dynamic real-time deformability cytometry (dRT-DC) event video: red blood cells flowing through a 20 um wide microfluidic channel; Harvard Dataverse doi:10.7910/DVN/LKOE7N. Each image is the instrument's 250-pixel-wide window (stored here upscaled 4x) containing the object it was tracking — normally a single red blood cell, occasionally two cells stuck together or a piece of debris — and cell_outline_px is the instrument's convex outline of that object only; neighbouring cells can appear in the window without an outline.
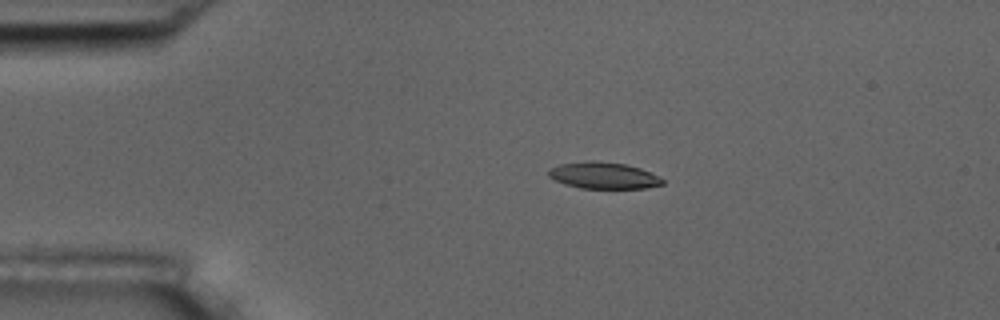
{"species": "common noctule bat (a hibernating species)", "species_latin": "Nyctalus noctula", "temperature_condition": "room temperature", "stored_images_in_passage": 5, "camera_frame_rate_fps": 3000, "um_per_image_px": 0.085, "animal": {"sex": "male", "body_mass_g": 17.5, "forearm_length_mm": 52.3}, "frame": {"image": 1, "passage_image": 3, "time_ms": 2.0, "image_size_px": [1000, 320], "cell_outline_px": [[664, 184], [648, 188], [580, 188], [564, 184], [548, 176], [548, 168], [560, 164], [588, 160], [592, 160], [624, 164], [640, 168], [664, 180]], "centroid_in_image_um": [51.26, 14.91], "position_along_channel_um": 33.7, "area_um2": 17.57}}
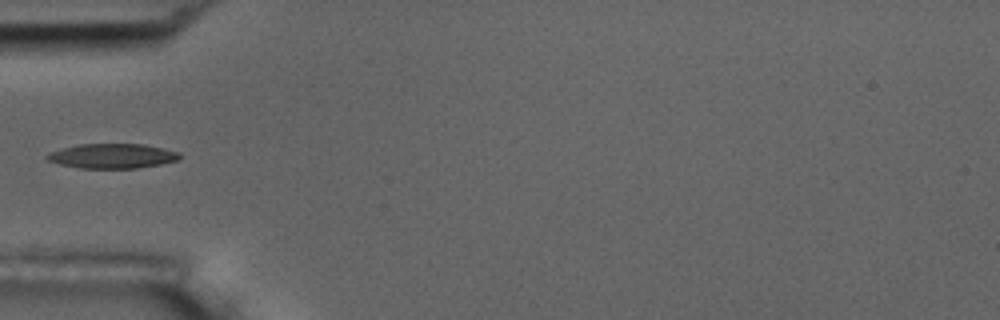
{"frame": {"image": 2, "passage_image": 5, "time_ms": 4.333, "image_size_px": [1000, 320], "cell_outline_px": [[180, 160], [160, 164], [136, 168], [80, 168], [60, 164], [48, 160], [44, 156], [52, 152], [64, 148], [80, 144], [144, 144], [164, 148], [180, 152]], "centroid_in_image_um": [9.6, 13.26], "position_along_channel_um": 75.4, "area_um2": 18.96}}